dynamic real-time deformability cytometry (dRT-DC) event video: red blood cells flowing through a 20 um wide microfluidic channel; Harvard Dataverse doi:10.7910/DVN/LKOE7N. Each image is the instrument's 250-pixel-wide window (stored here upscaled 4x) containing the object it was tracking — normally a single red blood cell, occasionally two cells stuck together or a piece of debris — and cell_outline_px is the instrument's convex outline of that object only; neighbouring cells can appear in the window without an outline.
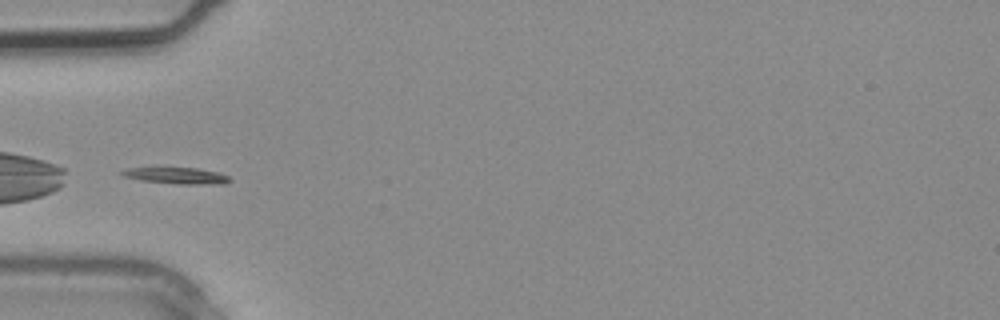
{"species": "common noctule bat (a hibernating species)", "species_latin": "Nyctalus noctula", "temperature_condition": "warm", "stored_images_in_passage": 3, "camera_frame_rate_fps": 3000, "um_per_image_px": 0.085, "animal": {"sex": "male", "body_mass_g": 20.4}, "frame": {"image": 1, "passage_image": 3, "time_ms": 0.667, "image_size_px": [1000, 320], "cell_outline_px": [[232, 180], [224, 184], [176, 184], [140, 180], [124, 176], [120, 172], [128, 168], [196, 168], [220, 172], [228, 176]], "centroid_in_image_um": [15.08, 14.94], "position_along_channel_um": 69.9, "area_um2": 10.23}}